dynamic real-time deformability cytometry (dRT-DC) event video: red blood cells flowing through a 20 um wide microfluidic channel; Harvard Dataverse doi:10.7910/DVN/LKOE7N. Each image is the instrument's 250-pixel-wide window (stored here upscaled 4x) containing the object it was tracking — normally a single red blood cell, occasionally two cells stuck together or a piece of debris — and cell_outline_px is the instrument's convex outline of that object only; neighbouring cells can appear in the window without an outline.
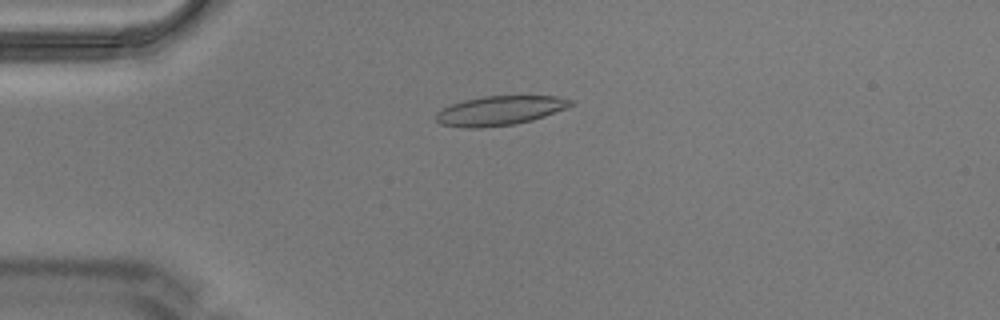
{"species": "Egyptian fruit bat (a non-hibernating species)", "species_latin": "Rousettus aegyptiacus", "temperature_condition": "warm", "stored_images_in_passage": 7, "camera_frame_rate_fps": 3000, "um_per_image_px": 0.085, "animal": {"sex": "male"}, "frame": {"image": 1, "passage_image": 3, "time_ms": 0.667, "image_size_px": [1000, 320], "cell_outline_px": [[576, 100], [572, 104], [564, 108], [544, 116], [532, 120], [516, 124], [480, 128], [464, 128], [440, 124], [436, 120], [436, 112], [452, 104], [464, 100], [484, 96], [556, 96]], "centroid_in_image_um": [42.47, 9.4], "position_along_channel_um": 42.5, "area_um2": 22.95}}